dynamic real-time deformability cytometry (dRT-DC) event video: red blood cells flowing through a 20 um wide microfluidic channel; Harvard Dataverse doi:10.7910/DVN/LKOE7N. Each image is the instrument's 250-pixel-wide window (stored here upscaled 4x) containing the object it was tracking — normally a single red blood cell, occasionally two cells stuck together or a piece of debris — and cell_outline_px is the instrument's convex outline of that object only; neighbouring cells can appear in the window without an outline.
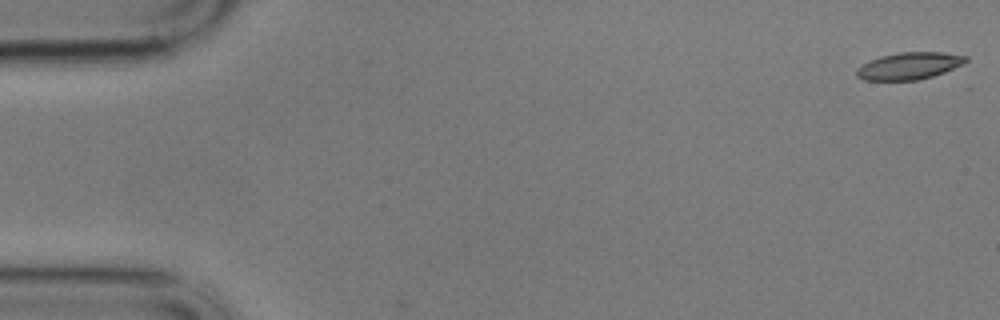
{"species": "common noctule bat (a hibernating species)", "species_latin": "Nyctalus noctula", "temperature_condition": "cold", "stored_images_in_passage": 4, "camera_frame_rate_fps": 3000, "um_per_image_px": 0.085, "animal": {"sex": "male", "body_mass_g": 17.9}, "frame": {"image": 1, "passage_image": 1, "time_ms": 0.0, "image_size_px": [1000, 320], "cell_outline_px": [[968, 60], [964, 64], [944, 72], [920, 80], [864, 80], [856, 76], [856, 68], [880, 56], [900, 52], [944, 52], [968, 56]], "centroid_in_image_um": [77.31, 5.6], "position_along_channel_um": 7.7, "area_um2": 17.22}}